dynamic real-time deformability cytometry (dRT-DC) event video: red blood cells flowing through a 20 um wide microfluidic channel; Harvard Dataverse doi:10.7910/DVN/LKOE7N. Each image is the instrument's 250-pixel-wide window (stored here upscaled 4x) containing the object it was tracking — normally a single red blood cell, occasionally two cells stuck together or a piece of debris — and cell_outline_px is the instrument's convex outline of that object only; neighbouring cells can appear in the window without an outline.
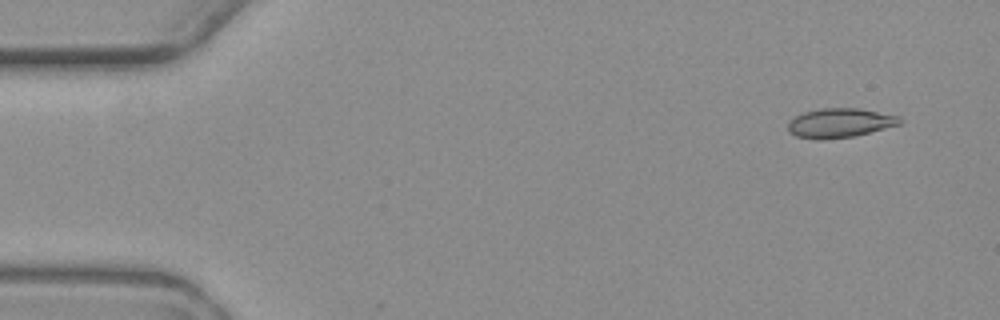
{"species": "common noctule bat (a hibernating species)", "species_latin": "Nyctalus noctula", "temperature_condition": "warm", "stored_images_in_passage": 4, "camera_frame_rate_fps": 3000, "um_per_image_px": 0.085, "animal": {"sex": "female", "body_mass_g": 19.3, "forearm_length_mm": 54.1}, "frame": {"image": 1, "passage_image": 1, "time_ms": 0.0, "image_size_px": [1000, 320], "cell_outline_px": [[904, 120], [900, 124], [856, 136], [816, 140], [796, 136], [788, 132], [788, 120], [804, 112], [820, 108], [860, 108], [900, 116]], "centroid_in_image_um": [71.39, 10.45], "position_along_channel_um": 13.6, "area_um2": 19.31}}